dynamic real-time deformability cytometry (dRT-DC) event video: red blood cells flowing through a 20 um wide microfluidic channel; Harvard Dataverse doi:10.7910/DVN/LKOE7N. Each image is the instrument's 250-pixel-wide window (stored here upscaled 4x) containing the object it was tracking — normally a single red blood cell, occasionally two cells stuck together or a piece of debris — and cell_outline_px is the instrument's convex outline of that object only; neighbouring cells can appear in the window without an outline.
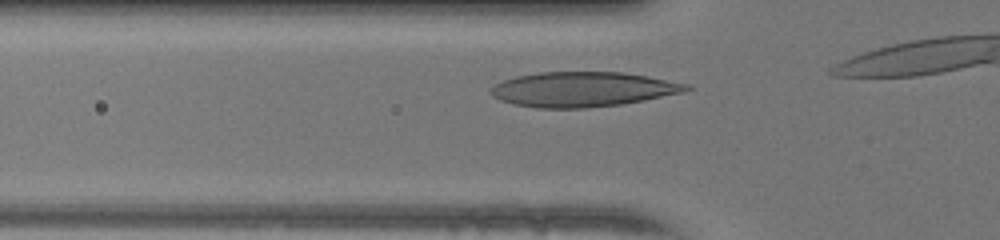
{"species": "human", "species_latin": "Homo sapiens", "temperature_condition": "warm", "stored_images_in_passage": 7, "camera_frame_rate_fps": 3000, "um_per_image_px": 0.085, "donor": {"sex": "female"}, "frame": {"image": 1, "passage_image": 2, "time_ms": 0.333, "image_size_px": [1000, 240], "cell_outline_px": [[692, 88], [684, 92], [644, 100], [620, 104], [584, 108], [536, 108], [512, 104], [500, 100], [492, 96], [488, 92], [496, 84], [504, 80], [516, 76], [540, 72], [624, 72], [692, 84]], "centroid_in_image_um": [49.54, 7.59], "position_along_channel_um": 76.3, "area_um2": 39.82}}
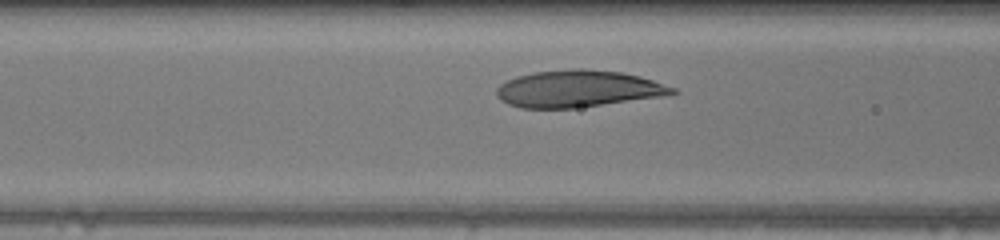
{"frame": {"image": 2, "passage_image": 5, "time_ms": 1.333, "image_size_px": [1000, 240], "cell_outline_px": [[676, 92], [660, 96], [572, 108], [520, 108], [508, 104], [500, 100], [496, 96], [496, 88], [500, 84], [516, 76], [532, 72], [572, 68], [584, 68], [620, 72], [640, 76], [676, 88]], "centroid_in_image_um": [49.05, 7.53], "position_along_channel_um": 117.6, "area_um2": 37.57}}